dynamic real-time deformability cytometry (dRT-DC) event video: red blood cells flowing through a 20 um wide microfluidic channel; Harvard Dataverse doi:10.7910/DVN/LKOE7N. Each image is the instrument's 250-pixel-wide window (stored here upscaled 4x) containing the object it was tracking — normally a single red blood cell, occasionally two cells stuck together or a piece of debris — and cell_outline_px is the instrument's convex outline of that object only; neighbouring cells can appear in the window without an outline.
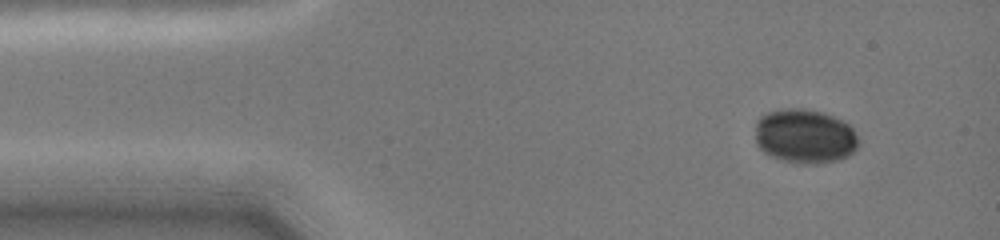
{"species": "common noctule bat (a hibernating species)", "species_latin": "Nyctalus noctula", "temperature_condition": "cold", "stored_images_in_passage": 9, "camera_frame_rate_fps": 3000, "um_per_image_px": 0.085, "animal": {"sex": "female", "body_mass_g": 19.0, "forearm_length_mm": 51.5}, "frame": {"image": 1, "passage_image": 1, "time_ms": 0.0, "image_size_px": [1000, 240], "cell_outline_px": [[860, 144], [848, 156], [840, 160], [816, 164], [796, 164], [772, 156], [764, 152], [756, 144], [756, 120], [760, 116], [768, 112], [784, 108], [804, 108], [824, 112], [848, 124], [852, 128]], "centroid_in_image_um": [68.4, 11.58], "position_along_channel_um": 16.6, "area_um2": 32.95}}
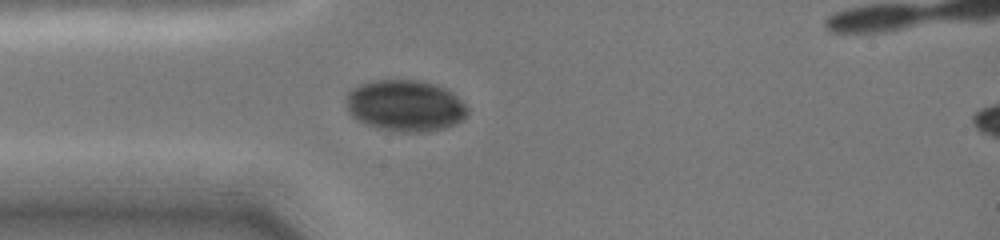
{"frame": {"image": 2, "passage_image": 6, "time_ms": 2.667, "image_size_px": [1000, 240], "cell_outline_px": [[468, 112], [456, 124], [444, 128], [428, 132], [396, 132], [376, 128], [364, 124], [356, 120], [348, 112], [344, 100], [348, 92], [352, 88], [360, 84], [376, 80], [420, 80], [444, 88], [452, 92], [468, 108]], "centroid_in_image_um": [34.39, 9.0], "position_along_channel_um": 50.6, "area_um2": 36.65}}
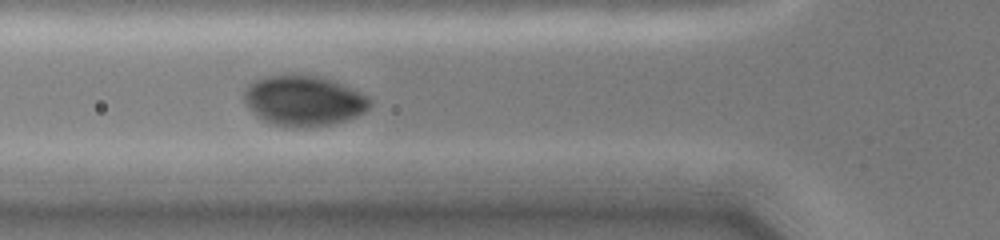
{"frame": {"image": 3, "passage_image": 9, "time_ms": 4.0, "image_size_px": [1000, 240], "cell_outline_px": [[372, 104], [364, 112], [356, 116], [332, 124], [304, 128], [292, 128], [272, 124], [256, 116], [244, 104], [244, 92], [248, 84], [264, 76], [320, 76], [332, 80], [360, 92], [368, 96], [372, 100]], "centroid_in_image_um": [25.8, 8.59], "position_along_channel_um": 100.0, "area_um2": 36.88}}